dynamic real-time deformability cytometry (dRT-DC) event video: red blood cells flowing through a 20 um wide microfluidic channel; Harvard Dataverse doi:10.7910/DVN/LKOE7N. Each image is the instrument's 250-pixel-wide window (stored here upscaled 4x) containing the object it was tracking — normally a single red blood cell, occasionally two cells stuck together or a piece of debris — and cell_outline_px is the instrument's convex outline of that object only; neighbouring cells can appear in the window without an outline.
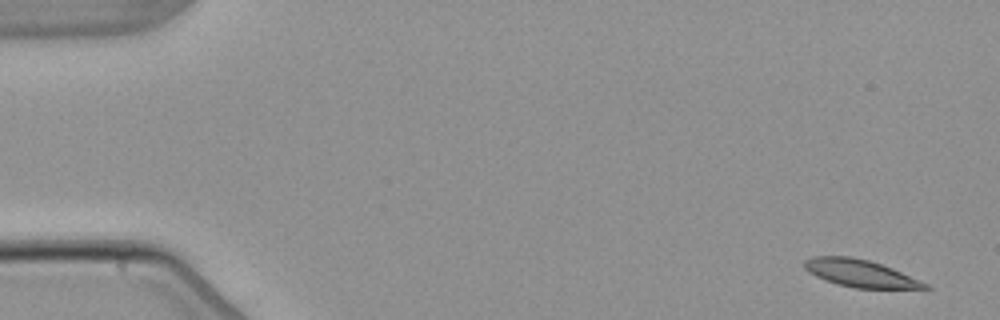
{"species": "common noctule bat (a hibernating species)", "species_latin": "Nyctalus noctula", "temperature_condition": "warm", "stored_images_in_passage": 5, "camera_frame_rate_fps": 3000, "um_per_image_px": 0.085, "animal": {"sex": "male", "body_mass_g": 21.5, "forearm_length_mm": 52.0}, "frame": {"image": 1, "passage_image": 1, "time_ms": 0.0, "image_size_px": [1000, 320], "cell_outline_px": [[932, 288], [856, 288], [836, 284], [824, 280], [808, 272], [804, 268], [804, 260], [812, 256], [852, 256], [868, 260], [892, 268], [920, 280], [928, 284]], "centroid_in_image_um": [73.07, 23.22], "position_along_channel_um": 11.9, "area_um2": 19.13}}